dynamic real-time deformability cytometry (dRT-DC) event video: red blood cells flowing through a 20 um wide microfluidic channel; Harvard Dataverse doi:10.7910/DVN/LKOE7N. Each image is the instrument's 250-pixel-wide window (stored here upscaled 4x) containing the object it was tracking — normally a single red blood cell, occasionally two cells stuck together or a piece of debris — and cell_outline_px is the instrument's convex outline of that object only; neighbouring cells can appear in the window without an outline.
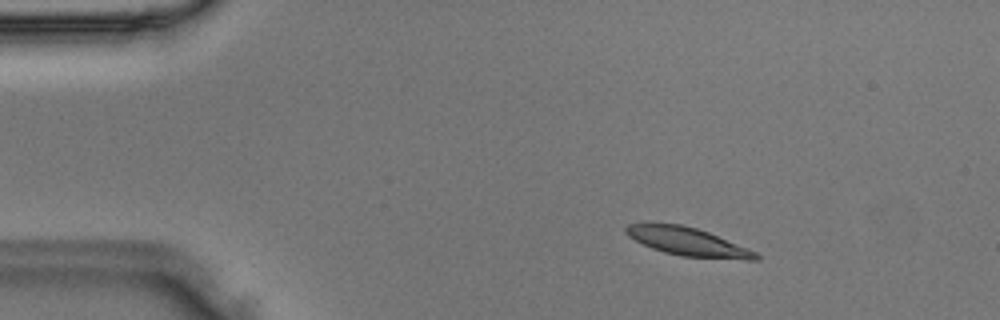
{"species": "Egyptian fruit bat (a non-hibernating species)", "species_latin": "Rousettus aegyptiacus", "temperature_condition": "room temperature", "stored_images_in_passage": 48, "camera_frame_rate_fps": 3000, "um_per_image_px": 0.085, "animal": {"sex": "male"}, "frame": {"image": 1, "passage_image": 7, "time_ms": 2.0, "image_size_px": [1000, 320], "cell_outline_px": [[760, 260], [748, 260], [680, 256], [664, 252], [652, 248], [628, 236], [624, 232], [624, 228], [628, 224], [680, 224], [696, 228], [708, 232], [756, 252], [760, 256]], "centroid_in_image_um": [58.47, 20.56], "position_along_channel_um": 26.5, "area_um2": 21.04}}
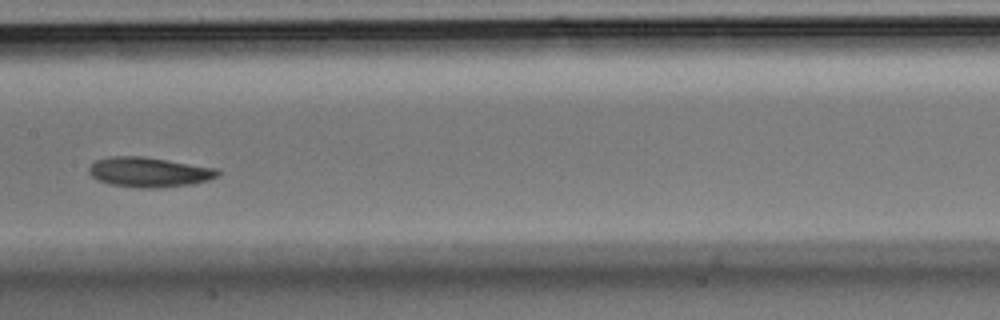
{"frame": {"image": 2, "passage_image": 24, "time_ms": 7.667, "image_size_px": [1000, 320], "cell_outline_px": [[220, 176], [208, 180], [188, 184], [160, 188], [136, 188], [112, 184], [100, 180], [92, 176], [88, 172], [88, 168], [96, 160], [112, 156], [144, 156], [220, 168]], "centroid_in_image_um": [12.72, 14.62], "position_along_channel_um": 194.7, "area_um2": 22.54}}
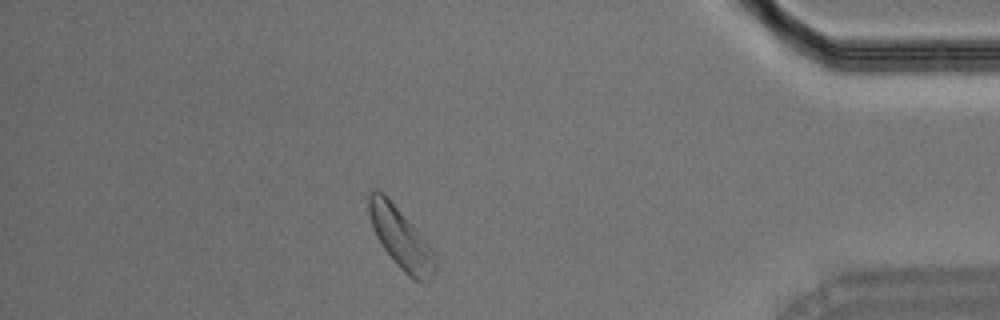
{"frame": {"image": 3, "passage_image": 42, "time_ms": 13.667, "image_size_px": [1000, 320], "cell_outline_px": [[436, 272], [432, 280], [428, 284], [412, 280], [396, 264], [384, 248], [376, 236], [372, 228], [368, 212], [368, 196], [376, 188], [384, 192], [428, 244], [436, 264]], "centroid_in_image_um": [34.06, 20.28], "position_along_channel_um": 401.1, "area_um2": 23.35}}